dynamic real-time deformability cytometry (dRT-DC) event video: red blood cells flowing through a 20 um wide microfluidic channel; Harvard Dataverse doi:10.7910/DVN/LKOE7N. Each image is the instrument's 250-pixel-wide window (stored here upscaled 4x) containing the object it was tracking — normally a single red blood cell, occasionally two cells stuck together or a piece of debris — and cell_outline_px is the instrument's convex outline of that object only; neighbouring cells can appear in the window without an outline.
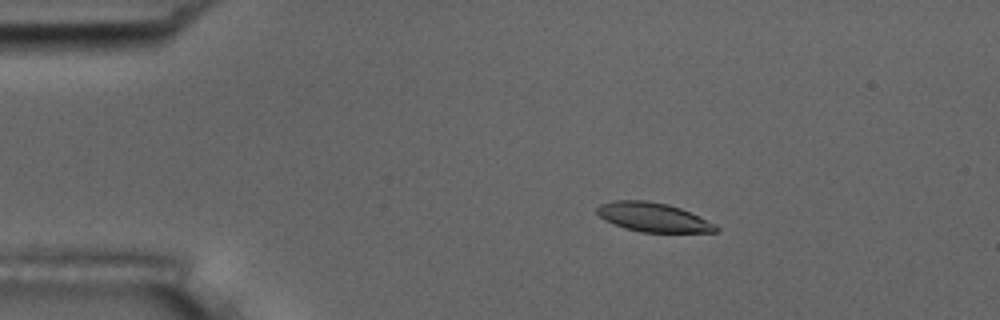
{"species": "common noctule bat (a hibernating species)", "species_latin": "Nyctalus noctula", "temperature_condition": "room temperature", "stored_images_in_passage": 58, "camera_frame_rate_fps": 3000, "um_per_image_px": 0.085, "animal": {"sex": "male", "body_mass_g": 17.5, "forearm_length_mm": 52.3}, "frame": {"image": 1, "passage_image": 11, "time_ms": 3.333, "image_size_px": [1000, 320], "cell_outline_px": [[720, 228], [716, 232], [640, 232], [624, 228], [604, 220], [596, 212], [596, 208], [600, 204], [612, 200], [644, 200], [668, 204], [680, 208], [716, 224]], "centroid_in_image_um": [55.49, 18.46], "position_along_channel_um": 29.5, "area_um2": 20.17}}
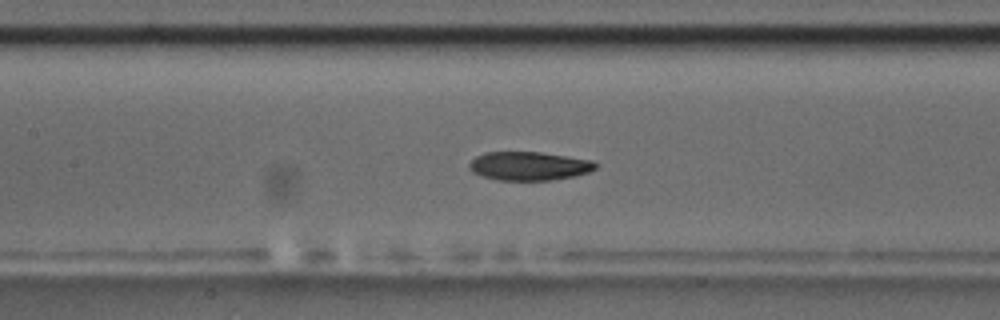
{"frame": {"image": 2, "passage_image": 27, "time_ms": 8.667, "image_size_px": [1000, 320], "cell_outline_px": [[596, 168], [588, 172], [576, 176], [552, 180], [496, 180], [472, 172], [468, 168], [468, 164], [476, 156], [484, 152], [540, 152], [592, 160], [596, 164]], "centroid_in_image_um": [44.95, 14.11], "position_along_channel_um": 162.5, "area_um2": 21.1}}
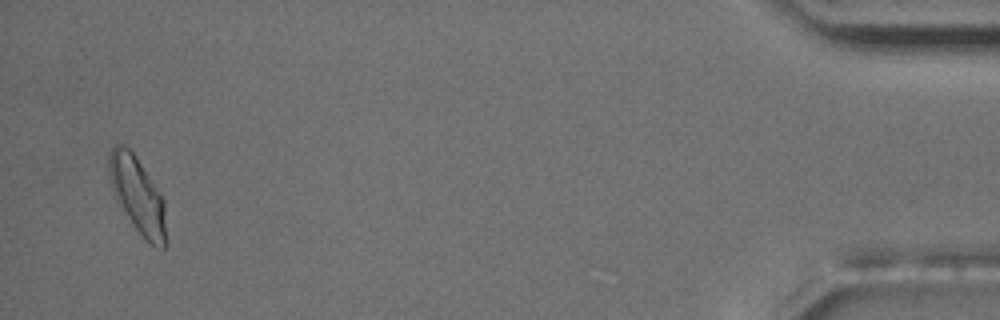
{"frame": {"image": 3, "passage_image": 56, "time_ms": 18.333, "image_size_px": [1000, 320], "cell_outline_px": [[164, 248], [156, 248], [136, 228], [116, 200], [108, 176], [108, 152], [116, 144], [124, 144], [136, 156], [164, 200]], "centroid_in_image_um": [11.63, 16.5], "position_along_channel_um": 423.6, "area_um2": 24.62}, "authors_computed_cell_mechanics": {"area_um2": 21.4438, "velocity_mm_per_s": 3.5514, "shape_relaxation_time_tau1_ms": 7.5498, "shape_relaxation_time_tau2_ms": 3.7494, "deformation_change_tau1": 0.1787, "deformation_change_tau2": 0.092}}